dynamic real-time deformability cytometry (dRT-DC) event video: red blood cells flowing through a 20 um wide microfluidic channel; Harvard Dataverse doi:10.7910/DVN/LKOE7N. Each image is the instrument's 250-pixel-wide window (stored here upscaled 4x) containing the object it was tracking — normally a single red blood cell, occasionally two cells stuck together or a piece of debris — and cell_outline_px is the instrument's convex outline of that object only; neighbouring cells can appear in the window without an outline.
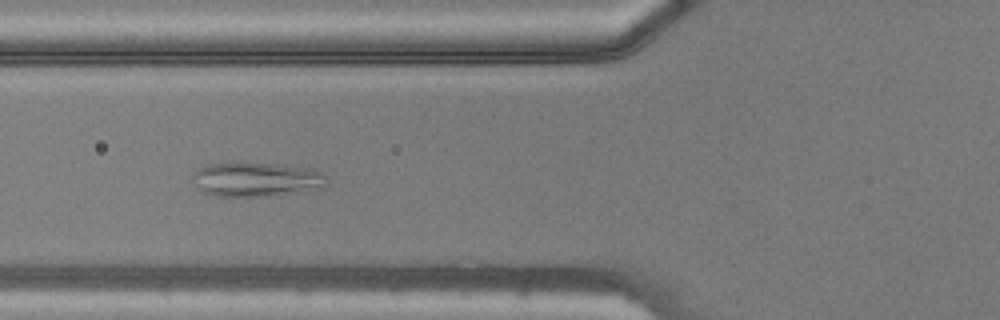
{"species": "common noctule bat (a hibernating species)", "species_latin": "Nyctalus noctula", "temperature_condition": "warm", "stored_images_in_passage": 48, "camera_frame_rate_fps": 3000, "um_per_image_px": 0.085, "animal": {"sex": "male", "body_mass_g": 20.5, "forearm_length_mm": 52.5}, "frame": {"image": 1, "passage_image": 19, "time_ms": 6.0, "image_size_px": [1000, 320], "cell_outline_px": [[328, 184], [324, 188], [280, 196], [216, 196], [204, 192], [196, 188], [192, 176], [204, 164], [228, 160], [232, 160], [276, 164], [312, 168], [328, 176]], "centroid_in_image_um": [21.81, 15.22], "position_along_channel_um": 104.0, "area_um2": 28.09}}
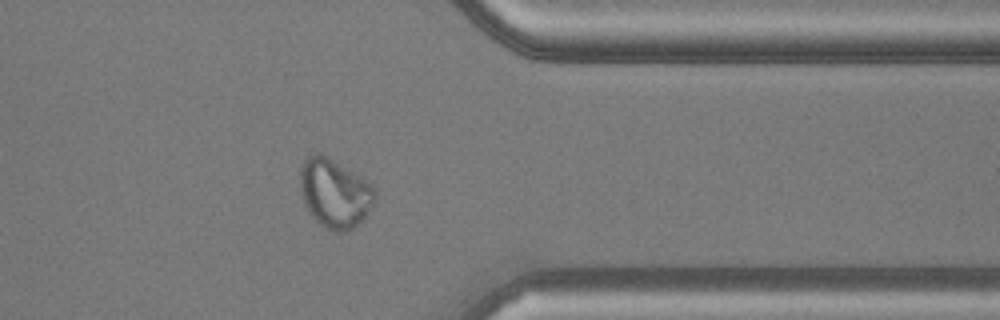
{"frame": {"image": 2, "passage_image": 39, "time_ms": 12.667, "image_size_px": [1000, 320], "cell_outline_px": [[376, 200], [364, 220], [348, 232], [332, 232], [320, 224], [308, 212], [304, 204], [300, 188], [300, 168], [304, 160], [312, 152], [320, 152], [360, 176], [372, 184], [376, 192]], "centroid_in_image_um": [28.46, 16.44], "position_along_channel_um": 382.9, "area_um2": 30.52}}
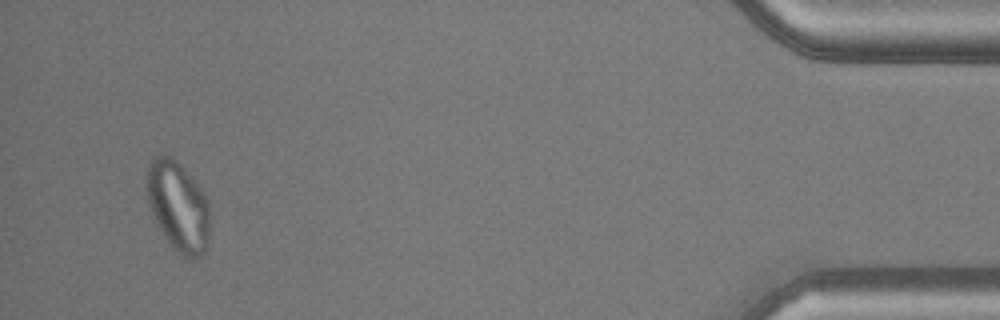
{"frame": {"image": 3, "passage_image": 46, "time_ms": 15.0, "image_size_px": [1000, 320], "cell_outline_px": [[208, 240], [204, 252], [196, 260], [188, 260], [168, 240], [156, 224], [152, 216], [148, 204], [144, 180], [148, 164], [156, 156], [172, 156], [192, 176], [204, 192], [208, 200]], "centroid_in_image_um": [15.11, 17.5], "position_along_channel_um": 420.1, "area_um2": 33.29}}